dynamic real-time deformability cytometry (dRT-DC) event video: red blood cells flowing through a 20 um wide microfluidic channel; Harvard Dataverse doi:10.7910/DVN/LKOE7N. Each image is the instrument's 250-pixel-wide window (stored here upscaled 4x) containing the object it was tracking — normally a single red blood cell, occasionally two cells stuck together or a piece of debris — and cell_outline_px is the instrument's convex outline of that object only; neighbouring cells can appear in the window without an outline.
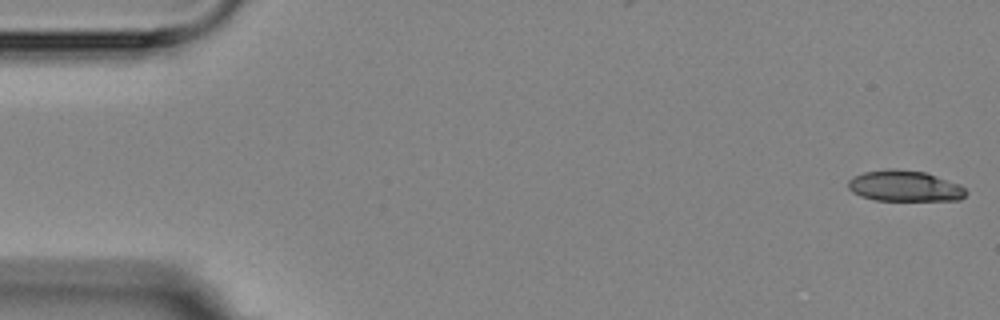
{"species": "Egyptian fruit bat (a non-hibernating species)", "species_latin": "Rousettus aegyptiacus", "temperature_condition": "room temperature", "stored_images_in_passage": 3, "camera_frame_rate_fps": 3000, "um_per_image_px": 0.085, "animal": {"sex": "female"}, "frame": {"image": 1, "passage_image": 1, "time_ms": 0.0, "image_size_px": [1000, 320], "cell_outline_px": [[968, 192], [960, 200], [876, 200], [860, 196], [852, 192], [848, 188], [848, 180], [864, 172], [888, 168], [896, 168], [924, 172], [960, 184]], "centroid_in_image_um": [76.89, 15.81], "position_along_channel_um": 8.1, "area_um2": 21.21}}